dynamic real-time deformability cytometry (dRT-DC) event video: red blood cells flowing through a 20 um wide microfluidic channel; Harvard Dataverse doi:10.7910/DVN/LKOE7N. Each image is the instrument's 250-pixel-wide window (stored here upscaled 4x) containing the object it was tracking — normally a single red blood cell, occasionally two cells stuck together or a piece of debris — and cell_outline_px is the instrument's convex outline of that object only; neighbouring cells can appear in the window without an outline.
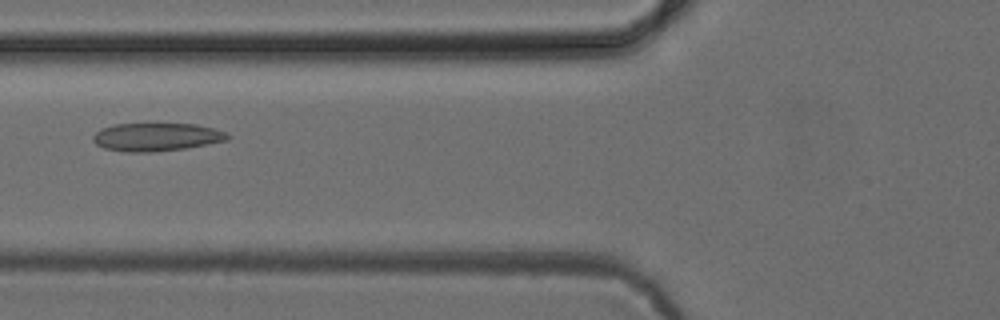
{"species": "common noctule bat (a hibernating species)", "species_latin": "Nyctalus noctula", "temperature_condition": "cold", "stored_images_in_passage": 6, "camera_frame_rate_fps": 3000, "um_per_image_px": 0.085, "animal": {"sex": "female", "body_mass_g": 24.6, "forearm_length_mm": 56.2}, "frame": {"image": 1, "passage_image": 5, "time_ms": 5.667, "image_size_px": [1000, 320], "cell_outline_px": [[232, 136], [228, 140], [208, 144], [184, 148], [156, 152], [124, 152], [104, 148], [96, 144], [92, 140], [92, 136], [100, 128], [116, 124], [196, 124], [228, 132]], "centroid_in_image_um": [13.3, 11.65], "position_along_channel_um": 112.5, "area_um2": 22.2}}
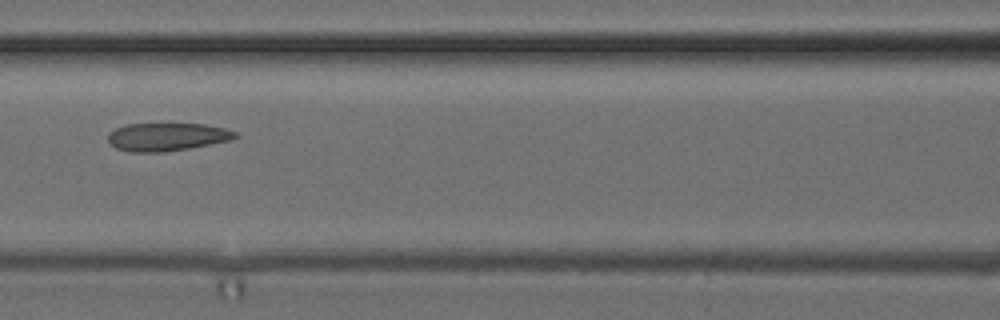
{"frame": {"image": 2, "passage_image": 6, "time_ms": 6.667, "image_size_px": [1000, 320], "cell_outline_px": [[240, 136], [232, 140], [188, 148], [164, 152], [128, 152], [116, 148], [108, 140], [108, 132], [116, 128], [128, 124], [168, 120], [204, 124], [224, 128], [236, 132]], "centroid_in_image_um": [14.2, 11.57], "position_along_channel_um": 152.4, "area_um2": 21.85}}